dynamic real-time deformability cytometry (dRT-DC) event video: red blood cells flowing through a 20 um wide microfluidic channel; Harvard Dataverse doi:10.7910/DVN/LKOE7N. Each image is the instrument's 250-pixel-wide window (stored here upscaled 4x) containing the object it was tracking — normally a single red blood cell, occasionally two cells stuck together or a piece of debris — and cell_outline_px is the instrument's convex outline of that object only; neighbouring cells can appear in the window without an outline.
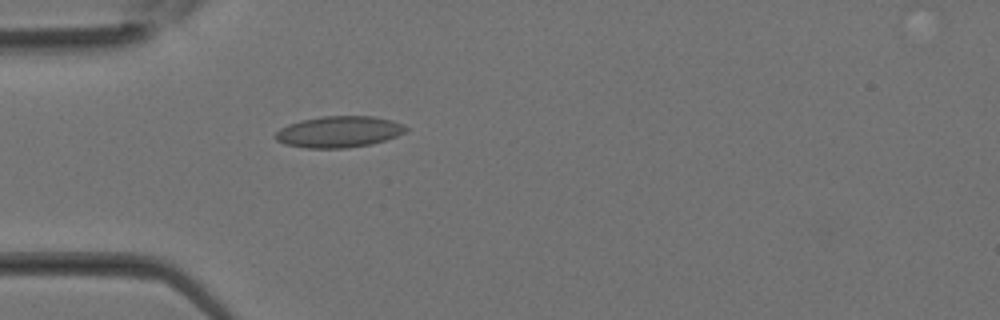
{"species": "Egyptian fruit bat (a non-hibernating species)", "species_latin": "Rousettus aegyptiacus", "temperature_condition": "room temperature", "stored_images_in_passage": 24, "camera_frame_rate_fps": 3000, "um_per_image_px": 0.085, "animal": {"sex": "female"}, "frame": {"image": 1, "passage_image": 1, "time_ms": 0.0, "image_size_px": [1000, 320], "cell_outline_px": [[408, 128], [404, 132], [396, 136], [372, 144], [344, 148], [308, 148], [284, 144], [276, 140], [272, 136], [280, 128], [288, 124], [300, 120], [324, 116], [372, 116], [392, 120], [404, 124]], "centroid_in_image_um": [28.78, 11.2], "position_along_channel_um": 56.2, "area_um2": 23.87}}
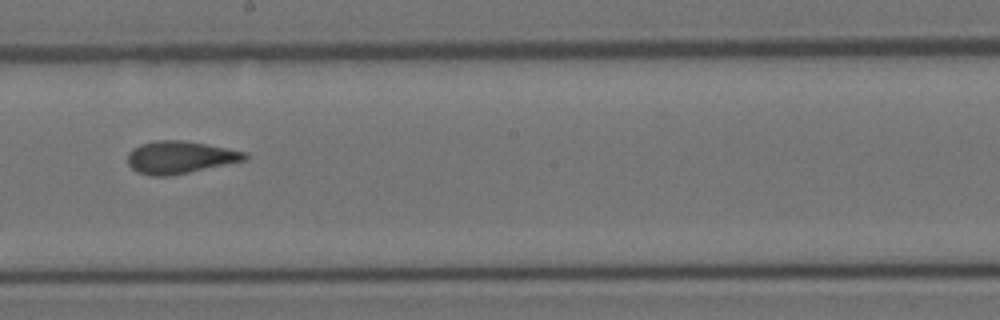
{"frame": {"image": 2, "passage_image": 10, "time_ms": 3.0, "image_size_px": [1000, 320], "cell_outline_px": [[248, 160], [168, 176], [152, 176], [136, 172], [128, 164], [128, 152], [132, 148], [140, 144], [156, 140], [184, 140], [248, 152]], "centroid_in_image_um": [15.29, 13.36], "position_along_channel_um": 232.9, "area_um2": 22.25}}
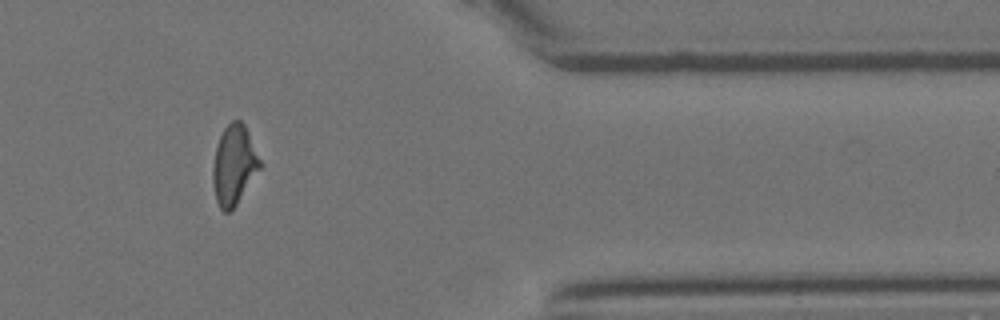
{"frame": {"image": 3, "passage_image": 19, "time_ms": 6.0, "image_size_px": [1000, 320], "cell_outline_px": [[264, 164], [236, 204], [228, 212], [224, 212], [220, 208], [216, 200], [212, 180], [212, 168], [216, 148], [220, 136], [224, 128], [232, 120], [240, 120], [244, 124]], "centroid_in_image_um": [19.91, 14.01], "position_along_channel_um": 391.5, "area_um2": 21.91}}